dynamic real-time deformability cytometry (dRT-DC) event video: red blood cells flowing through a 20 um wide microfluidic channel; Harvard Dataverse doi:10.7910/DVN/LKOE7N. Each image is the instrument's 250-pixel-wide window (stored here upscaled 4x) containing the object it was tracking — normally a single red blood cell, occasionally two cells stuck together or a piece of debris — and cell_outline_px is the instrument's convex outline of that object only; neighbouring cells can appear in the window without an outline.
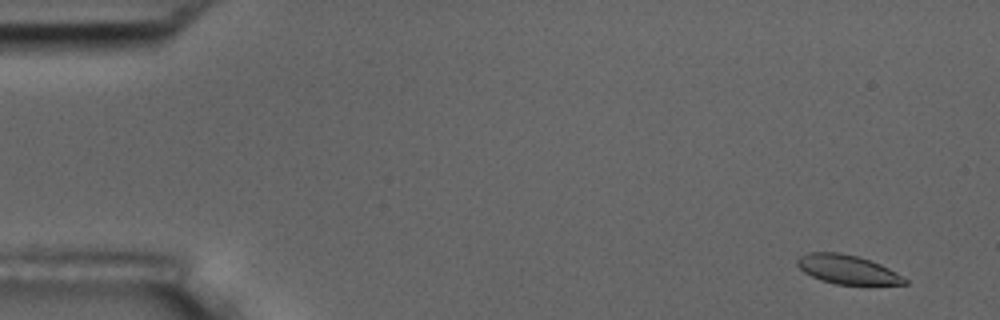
{"species": "common noctule bat (a hibernating species)", "species_latin": "Nyctalus noctula", "temperature_condition": "room temperature", "stored_images_in_passage": 8, "camera_frame_rate_fps": 3000, "um_per_image_px": 0.085, "animal": {"sex": "male", "body_mass_g": 17.5, "forearm_length_mm": 52.3}, "frame": {"image": 1, "passage_image": 2, "time_ms": 0.333, "image_size_px": [1000, 320], "cell_outline_px": [[908, 284], [836, 284], [820, 280], [804, 272], [796, 264], [796, 260], [800, 256], [808, 252], [840, 252], [856, 256], [880, 264], [896, 272], [908, 280]], "centroid_in_image_um": [72.0, 22.9], "position_along_channel_um": 13.0, "area_um2": 17.98}}
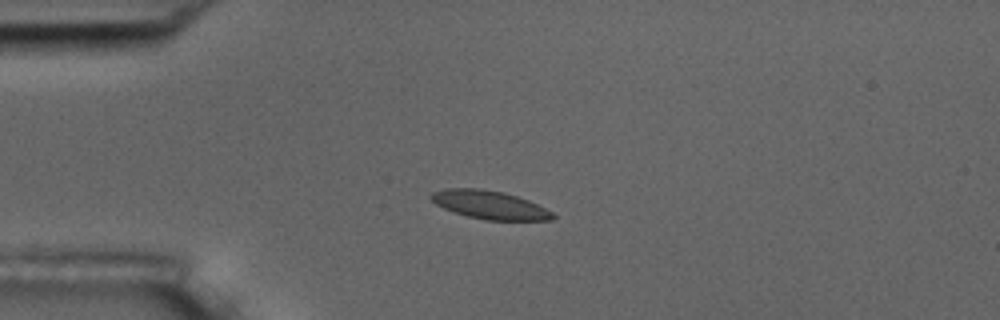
{"frame": {"image": 2, "passage_image": 5, "time_ms": 1.333, "image_size_px": [1000, 320], "cell_outline_px": [[556, 216], [552, 220], [484, 220], [468, 216], [444, 208], [436, 204], [428, 196], [432, 192], [448, 188], [480, 188], [504, 192], [528, 200], [552, 212]], "centroid_in_image_um": [41.61, 17.41], "position_along_channel_um": 43.4, "area_um2": 19.94}}